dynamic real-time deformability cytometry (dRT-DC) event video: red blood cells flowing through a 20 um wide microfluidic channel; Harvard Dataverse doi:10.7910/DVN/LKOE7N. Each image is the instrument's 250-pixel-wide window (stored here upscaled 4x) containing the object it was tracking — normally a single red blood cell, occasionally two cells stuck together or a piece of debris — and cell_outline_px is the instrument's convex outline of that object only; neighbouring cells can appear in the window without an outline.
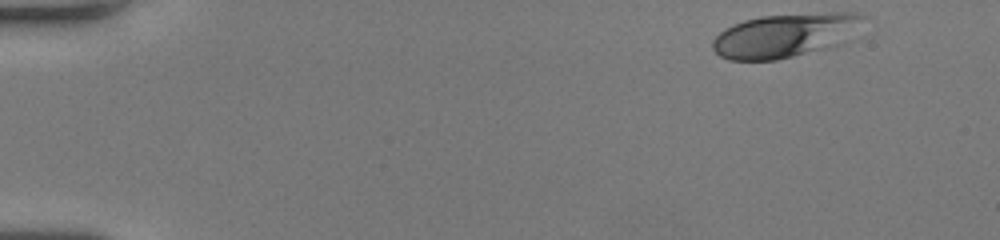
{"species": "human", "species_latin": "Homo sapiens", "temperature_condition": "room temperature", "stored_images_in_passage": 48, "camera_frame_rate_fps": 3000, "um_per_image_px": 0.085, "donor": {"sex": "female"}, "frame": {"image": 1, "passage_image": 1, "time_ms": 0.0, "image_size_px": [1000, 240], "cell_outline_px": [[868, 16], [820, 48], [792, 56], [776, 60], [728, 60], [720, 56], [712, 48], [712, 40], [720, 32], [732, 24], [744, 20], [760, 16], [828, 12], [856, 12]], "centroid_in_image_um": [66.46, 2.98], "position_along_channel_um": 18.5, "area_um2": 36.47}}
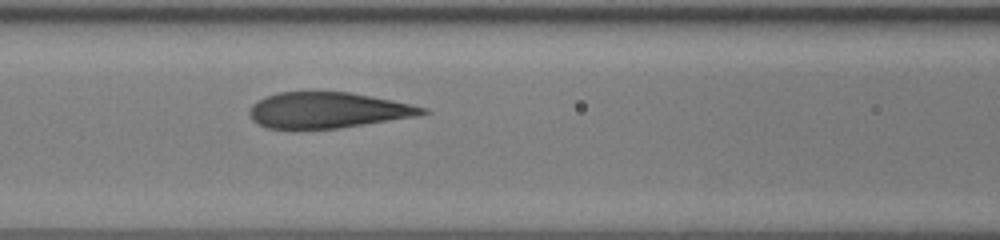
{"frame": {"image": 2, "passage_image": 20, "time_ms": 6.333, "image_size_px": [1000, 240], "cell_outline_px": [[432, 112], [416, 116], [364, 124], [336, 128], [268, 128], [256, 124], [252, 120], [248, 112], [252, 104], [268, 96], [280, 92], [348, 92], [392, 100], [428, 108]], "centroid_in_image_um": [27.86, 9.36], "position_along_channel_um": 138.7, "area_um2": 35.66}}
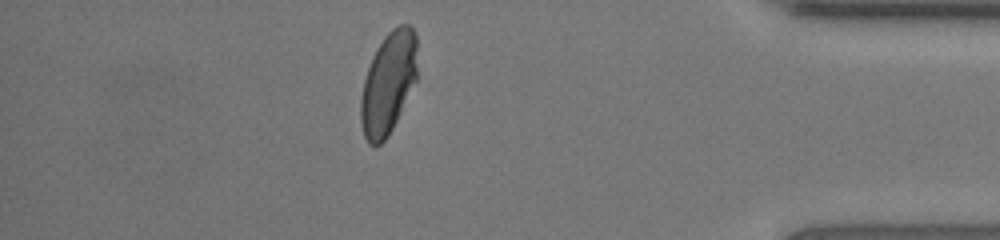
{"frame": {"image": 3, "passage_image": 42, "time_ms": 13.667, "image_size_px": [1000, 240], "cell_outline_px": [[416, 80], [388, 136], [376, 148], [368, 144], [364, 136], [360, 120], [360, 100], [364, 80], [372, 56], [376, 48], [384, 36], [392, 28], [400, 24], [408, 24], [412, 28], [416, 36]], "centroid_in_image_um": [32.98, 7.07], "position_along_channel_um": 402.2, "area_um2": 33.47}, "authors_computed_cell_mechanics": {"area_um2": 37.1654, "velocity_mm_per_s": 4.0353, "shape_relaxation_time_tau1_ms": 4.1169, "shape_relaxation_time_tau2_ms": null, "deformation_change_tau1": 0.1737, "deformation_change_tau2": null}}